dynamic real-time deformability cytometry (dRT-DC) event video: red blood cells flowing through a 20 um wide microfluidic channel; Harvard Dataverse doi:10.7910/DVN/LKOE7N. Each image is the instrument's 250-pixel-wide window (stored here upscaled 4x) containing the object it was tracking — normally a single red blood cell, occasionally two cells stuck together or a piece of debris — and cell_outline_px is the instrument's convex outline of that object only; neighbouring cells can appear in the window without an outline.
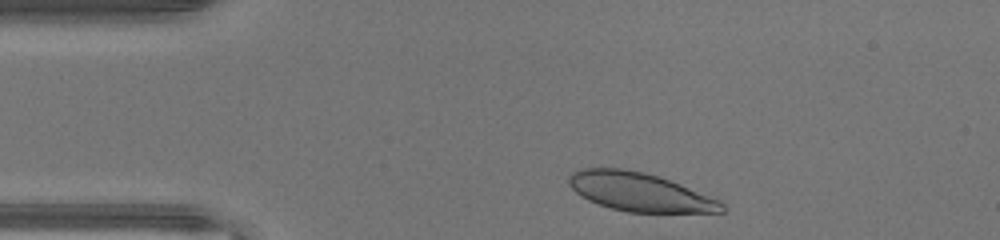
{"species": "human", "species_latin": "Homo sapiens", "temperature_condition": "warm", "stored_images_in_passage": 33, "camera_frame_rate_fps": 3000, "um_per_image_px": 0.085, "donor": {"sex": "male"}, "frame": {"image": 1, "passage_image": 2, "time_ms": 0.333, "image_size_px": [1000, 240], "cell_outline_px": [[724, 212], [628, 212], [612, 208], [588, 200], [580, 196], [568, 184], [568, 176], [572, 172], [580, 168], [620, 168], [644, 172], [680, 184], [720, 200], [724, 204]], "centroid_in_image_um": [54.34, 16.31], "position_along_channel_um": 30.7, "area_um2": 34.1}}
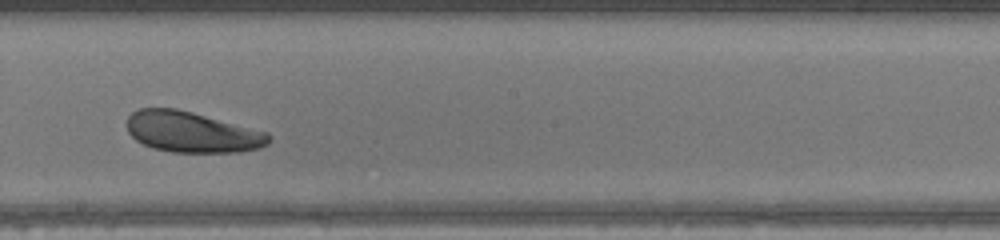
{"frame": {"image": 2, "passage_image": 19, "time_ms": 6.0, "image_size_px": [1000, 240], "cell_outline_px": [[272, 140], [268, 144], [260, 148], [240, 152], [172, 152], [152, 148], [136, 140], [128, 132], [128, 116], [132, 112], [140, 108], [176, 108], [192, 112], [268, 132], [272, 136]], "centroid_in_image_um": [16.35, 11.23], "position_along_channel_um": 231.9, "area_um2": 33.76}}
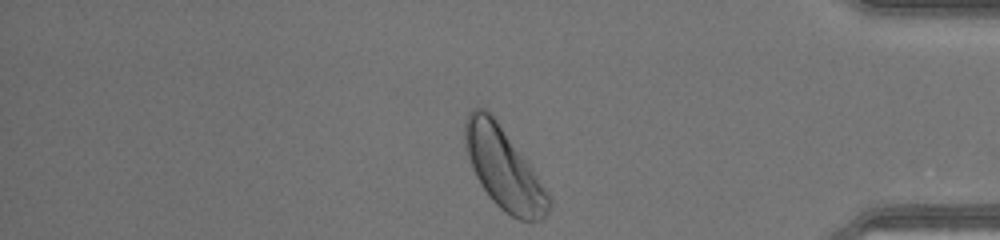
{"frame": {"image": 3, "passage_image": 32, "time_ms": 10.333, "image_size_px": [1000, 240], "cell_outline_px": [[552, 204], [548, 212], [540, 220], [520, 220], [512, 216], [500, 208], [488, 196], [480, 184], [472, 168], [464, 144], [464, 124], [468, 112], [472, 108], [484, 108], [496, 120], [548, 192], [552, 200]], "centroid_in_image_um": [42.79, 14.34], "position_along_channel_um": 392.4, "area_um2": 38.84}, "authors_computed_cell_mechanics": {"area_um2": 34.7956, "velocity_mm_per_s": 4.4275, "shape_relaxation_time_tau1_ms": 2.2196, "shape_relaxation_time_tau2_ms": 9.81, "deformation_change_tau1": 0.1016, "deformation_change_tau2": 0.148}}